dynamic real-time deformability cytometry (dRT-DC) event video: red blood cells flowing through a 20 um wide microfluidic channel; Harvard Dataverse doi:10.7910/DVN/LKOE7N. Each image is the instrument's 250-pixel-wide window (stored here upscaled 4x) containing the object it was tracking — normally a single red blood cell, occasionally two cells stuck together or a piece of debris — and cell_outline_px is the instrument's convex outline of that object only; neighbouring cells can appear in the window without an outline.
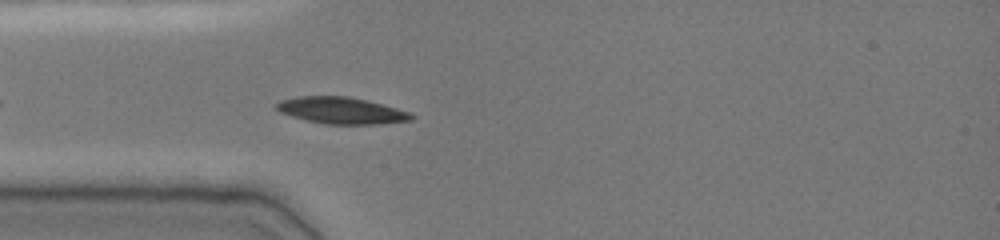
{"species": "common noctule bat (a hibernating species)", "species_latin": "Nyctalus noctula", "temperature_condition": "cold", "stored_images_in_passage": 38, "camera_frame_rate_fps": 3000, "um_per_image_px": 0.085, "animal": {"sex": "female", "body_mass_g": 19.0, "forearm_length_mm": 51.5}, "frame": {"image": 1, "passage_image": 5, "time_ms": 1.333, "image_size_px": [1000, 240], "cell_outline_px": [[416, 116], [412, 120], [380, 124], [324, 124], [292, 116], [280, 112], [276, 108], [276, 104], [280, 100], [296, 96], [348, 96], [396, 108], [408, 112]], "centroid_in_image_um": [29.0, 9.39], "position_along_channel_um": 56.0, "area_um2": 20.75}}
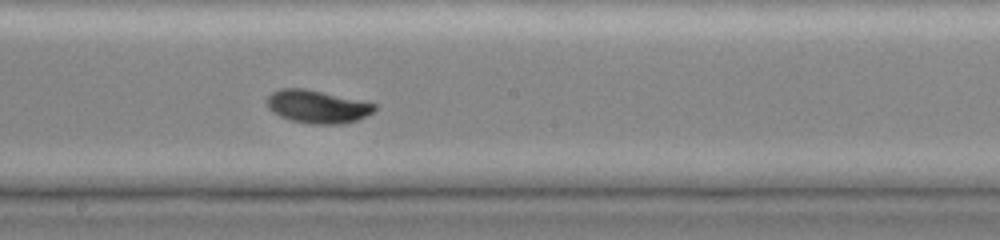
{"frame": {"image": 2, "passage_image": 18, "time_ms": 5.667, "image_size_px": [1000, 240], "cell_outline_px": [[376, 108], [372, 112], [356, 120], [344, 124], [312, 124], [288, 120], [272, 112], [268, 108], [268, 96], [272, 92], [280, 88], [304, 88], [376, 104]], "centroid_in_image_um": [26.93, 9.07], "position_along_channel_um": 221.3, "area_um2": 20.46}}
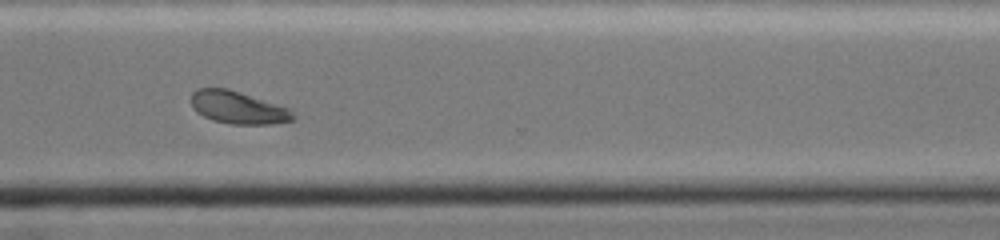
{"frame": {"image": 3, "passage_image": 28, "time_ms": 9.0, "image_size_px": [1000, 240], "cell_outline_px": [[296, 116], [292, 120], [272, 124], [232, 124], [212, 120], [196, 112], [192, 108], [192, 92], [196, 88], [228, 88], [288, 108]], "centroid_in_image_um": [20.2, 9.14], "position_along_channel_um": 350.4, "area_um2": 19.19}, "authors_computed_cell_mechanics": {"area_um2": 20.2589, "velocity_mm_per_s": 3.8585, "shape_relaxation_time_tau1_ms": 2.5424, "shape_relaxation_time_tau2_ms": null, "deformation_change_tau1": 0.1293, "deformation_change_tau2": null}}